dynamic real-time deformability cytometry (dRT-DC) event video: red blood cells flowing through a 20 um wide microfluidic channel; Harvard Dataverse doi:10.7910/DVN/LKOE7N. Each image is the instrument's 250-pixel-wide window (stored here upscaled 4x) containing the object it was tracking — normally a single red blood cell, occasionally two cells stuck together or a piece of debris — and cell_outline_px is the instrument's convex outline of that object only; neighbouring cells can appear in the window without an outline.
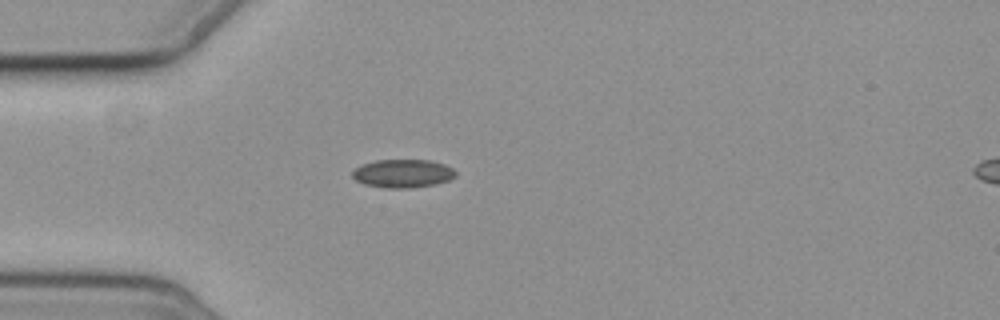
{"species": "common noctule bat (a hibernating species)", "species_latin": "Nyctalus noctula", "temperature_condition": "cold", "stored_images_in_passage": 1, "camera_frame_rate_fps": 3000, "um_per_image_px": 0.085, "animal": {"sex": "female", "body_mass_g": 19.3, "forearm_length_mm": 54.1}, "frame": {"image": 1, "passage_image": 1, "time_ms": 0.0, "image_size_px": [1000, 320], "cell_outline_px": [[456, 176], [448, 180], [436, 184], [408, 188], [384, 188], [364, 184], [356, 180], [352, 176], [352, 172], [360, 164], [376, 160], [428, 160], [444, 164], [452, 168], [456, 172]], "centroid_in_image_um": [34.22, 14.74], "position_along_channel_um": 50.8, "area_um2": 17.05}}